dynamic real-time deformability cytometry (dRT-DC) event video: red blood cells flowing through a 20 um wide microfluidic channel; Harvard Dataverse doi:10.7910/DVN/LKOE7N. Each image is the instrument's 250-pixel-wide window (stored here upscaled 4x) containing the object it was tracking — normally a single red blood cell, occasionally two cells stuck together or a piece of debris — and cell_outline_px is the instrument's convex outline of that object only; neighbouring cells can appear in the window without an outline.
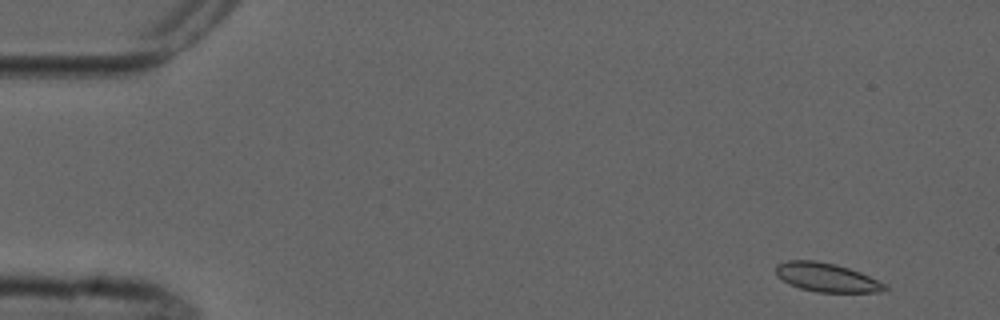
{"species": "common noctule bat (a hibernating species)", "species_latin": "Nyctalus noctula", "temperature_condition": "cold", "stored_images_in_passage": 8, "camera_frame_rate_fps": 3000, "um_per_image_px": 0.085, "animal": {"sex": "male", "forearm_length_mm": 52.5}, "frame": {"image": 1, "passage_image": 1, "time_ms": 0.0, "image_size_px": [1000, 320], "cell_outline_px": [[888, 288], [884, 292], [816, 292], [800, 288], [788, 284], [776, 276], [776, 264], [788, 260], [816, 260], [836, 264], [860, 272], [888, 284]], "centroid_in_image_um": [70.27, 23.58], "position_along_channel_um": 14.7, "area_um2": 18.55}}
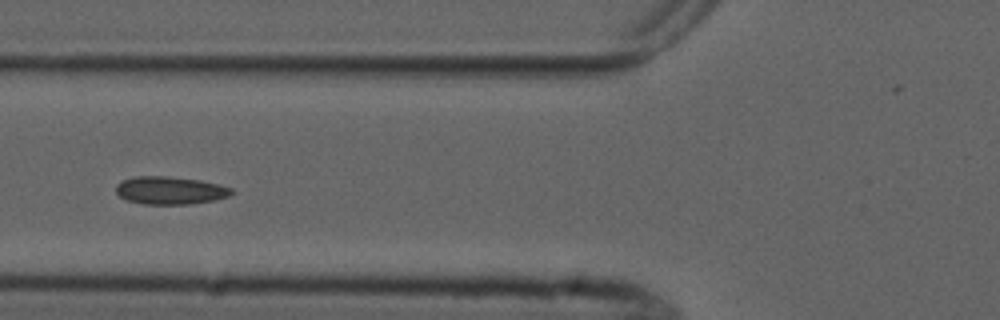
{"frame": {"image": 2, "passage_image": 6, "time_ms": 5.667, "image_size_px": [1000, 320], "cell_outline_px": [[232, 192], [228, 196], [212, 200], [188, 204], [144, 204], [128, 200], [120, 196], [116, 192], [116, 184], [124, 180], [136, 176], [164, 176], [200, 180], [232, 188]], "centroid_in_image_um": [14.42, 16.18], "position_along_channel_um": 111.4, "area_um2": 18.38}}
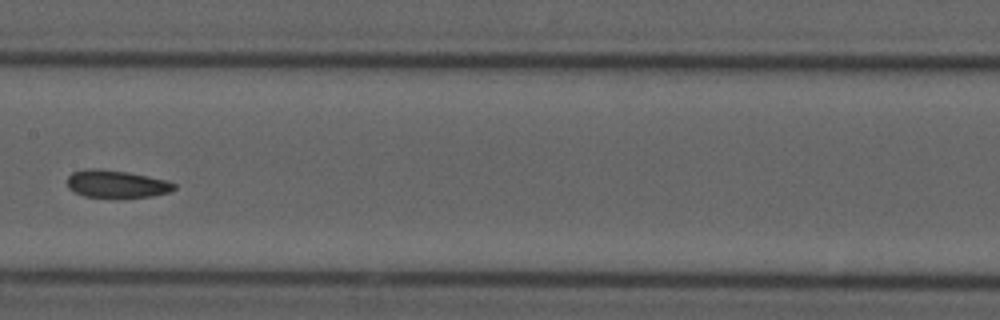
{"frame": {"image": 3, "passage_image": 8, "time_ms": 8.0, "image_size_px": [1000, 320], "cell_outline_px": [[176, 188], [172, 192], [152, 196], [84, 196], [68, 188], [68, 176], [72, 172], [84, 168], [100, 168], [128, 172], [168, 180], [176, 184]], "centroid_in_image_um": [9.93, 15.6], "position_along_channel_um": 197.5, "area_um2": 17.05}}